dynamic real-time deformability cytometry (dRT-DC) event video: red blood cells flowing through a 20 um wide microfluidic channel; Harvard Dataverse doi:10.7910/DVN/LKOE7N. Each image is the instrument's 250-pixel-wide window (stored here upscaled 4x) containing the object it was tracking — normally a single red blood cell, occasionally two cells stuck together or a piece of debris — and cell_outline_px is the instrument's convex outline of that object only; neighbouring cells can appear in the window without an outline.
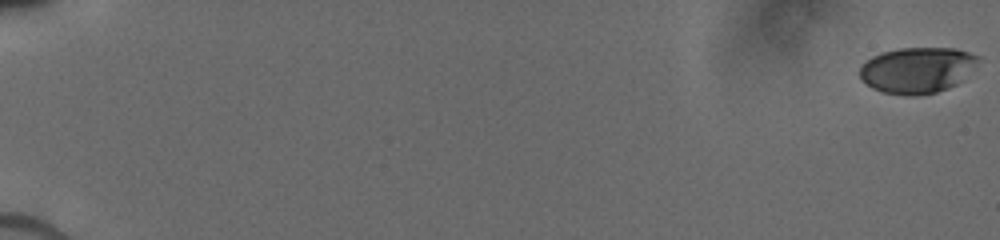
{"species": "human", "species_latin": "Homo sapiens", "temperature_condition": "cold", "stored_images_in_passage": 49, "camera_frame_rate_fps": 3000, "um_per_image_px": 0.085, "donor": {"sex": "male"}, "frame": {"image": 1, "passage_image": 1, "time_ms": 0.0, "image_size_px": [1000, 240], "cell_outline_px": [[980, 56], [960, 80], [956, 84], [948, 88], [936, 92], [916, 96], [908, 96], [884, 92], [872, 88], [860, 80], [860, 68], [872, 56], [880, 52], [900, 48], [956, 48]], "centroid_in_image_um": [77.9, 5.96], "position_along_channel_um": 7.1, "area_um2": 31.33}}
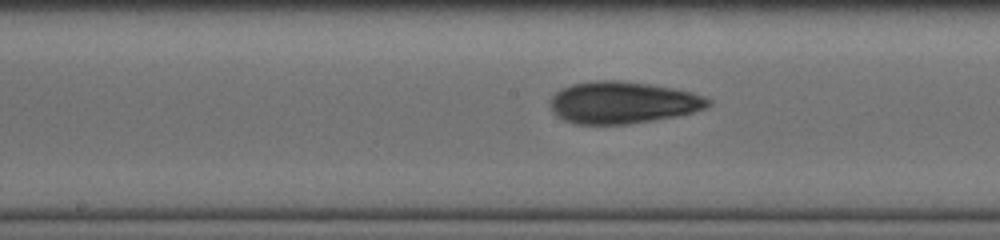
{"frame": {"image": 2, "passage_image": 28, "time_ms": 10.0, "image_size_px": [1000, 240], "cell_outline_px": [[712, 104], [708, 108], [680, 116], [628, 124], [576, 124], [564, 120], [556, 116], [552, 112], [548, 104], [548, 100], [560, 88], [572, 84], [596, 80], [620, 80], [648, 84], [672, 88], [692, 92], [704, 96], [712, 100]], "centroid_in_image_um": [52.93, 8.72], "position_along_channel_um": 195.3, "area_um2": 39.19}}
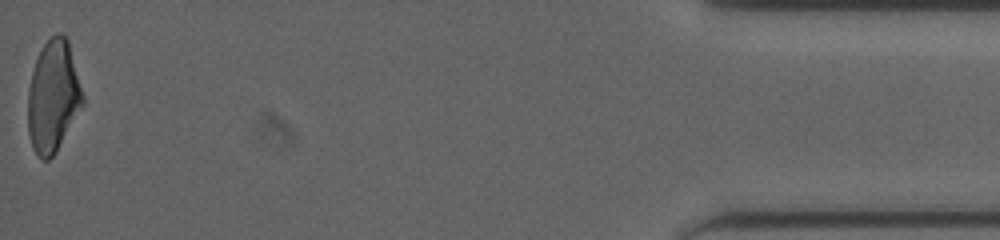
{"frame": {"image": 3, "passage_image": 49, "time_ms": 17.667, "image_size_px": [1000, 240], "cell_outline_px": [[84, 104], [56, 152], [48, 160], [40, 160], [32, 148], [28, 132], [28, 88], [32, 72], [36, 60], [44, 44], [56, 32], [60, 32], [68, 40], [84, 96]], "centroid_in_image_um": [4.52, 8.23], "position_along_channel_um": 430.7, "area_um2": 35.72}}